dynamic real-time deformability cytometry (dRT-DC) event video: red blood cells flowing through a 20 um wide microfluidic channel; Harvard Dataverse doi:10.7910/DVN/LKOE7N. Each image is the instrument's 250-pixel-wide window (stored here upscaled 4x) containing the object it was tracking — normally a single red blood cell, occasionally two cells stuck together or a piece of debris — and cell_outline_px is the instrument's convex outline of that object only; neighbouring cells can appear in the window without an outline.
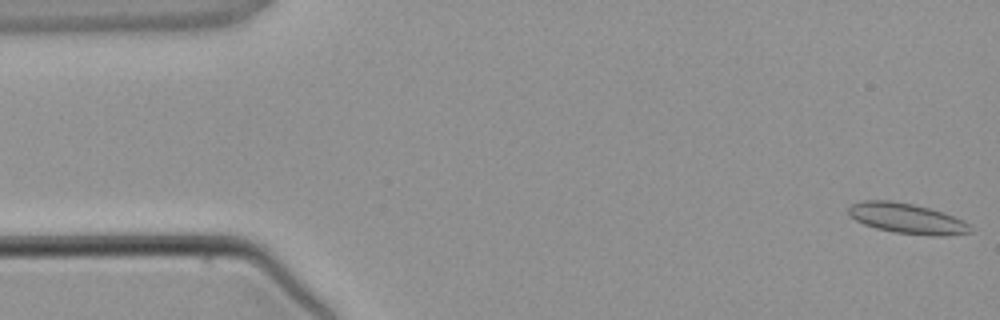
{"species": "common noctule bat (a hibernating species)", "species_latin": "Nyctalus noctula", "temperature_condition": "warm", "stored_images_in_passage": 4, "segment_of_instrument_passage": [2, 2], "camera_frame_rate_fps": 3000, "um_per_image_px": 0.085, "animal": {"sex": "male", "body_mass_g": 21.5, "forearm_length_mm": 52.0}, "frame": {"image": 1, "passage_image": 4, "time_ms": 4.0, "image_size_px": [1000, 320], "cell_outline_px": [[972, 232], [944, 236], [928, 236], [892, 232], [876, 228], [864, 224], [856, 220], [848, 212], [848, 208], [852, 204], [864, 200], [892, 200], [912, 204], [944, 212], [964, 220], [972, 228]], "centroid_in_image_um": [77.12, 18.58], "position_along_channel_um": 7.9, "area_um2": 21.62}}